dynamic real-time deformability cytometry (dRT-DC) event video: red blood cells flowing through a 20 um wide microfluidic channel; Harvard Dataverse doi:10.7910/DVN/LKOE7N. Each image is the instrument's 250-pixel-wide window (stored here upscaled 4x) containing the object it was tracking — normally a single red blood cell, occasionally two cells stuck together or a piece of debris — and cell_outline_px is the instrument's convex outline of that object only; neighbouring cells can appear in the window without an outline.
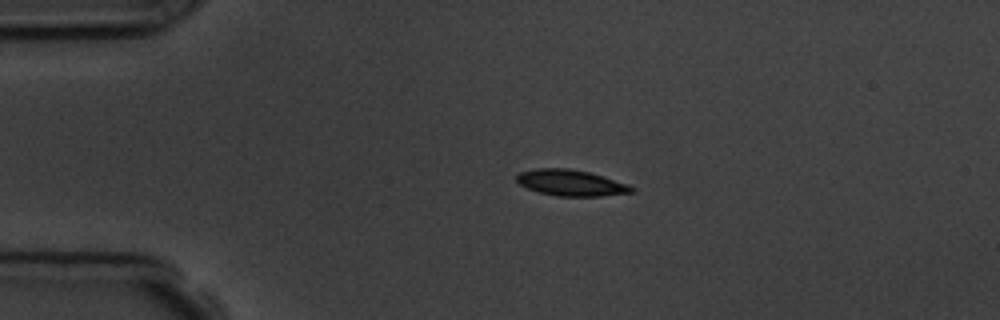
{"species": "common noctule bat (a hibernating species)", "species_latin": "Nyctalus noctula", "temperature_condition": "room temperature", "stored_images_in_passage": 4, "camera_frame_rate_fps": 3000, "um_per_image_px": 0.085, "animal": {"sex": "male", "body_mass_g": 19.5, "forearm_length_mm": 54.6}, "frame": {"image": 1, "passage_image": 3, "time_ms": 2.667, "image_size_px": [1000, 320], "cell_outline_px": [[636, 188], [632, 192], [600, 196], [556, 196], [540, 192], [528, 188], [520, 184], [516, 180], [516, 176], [520, 172], [536, 168], [572, 168], [604, 176], [628, 184]], "centroid_in_image_um": [48.54, 15.53], "position_along_channel_um": 36.5, "area_um2": 17.46}}